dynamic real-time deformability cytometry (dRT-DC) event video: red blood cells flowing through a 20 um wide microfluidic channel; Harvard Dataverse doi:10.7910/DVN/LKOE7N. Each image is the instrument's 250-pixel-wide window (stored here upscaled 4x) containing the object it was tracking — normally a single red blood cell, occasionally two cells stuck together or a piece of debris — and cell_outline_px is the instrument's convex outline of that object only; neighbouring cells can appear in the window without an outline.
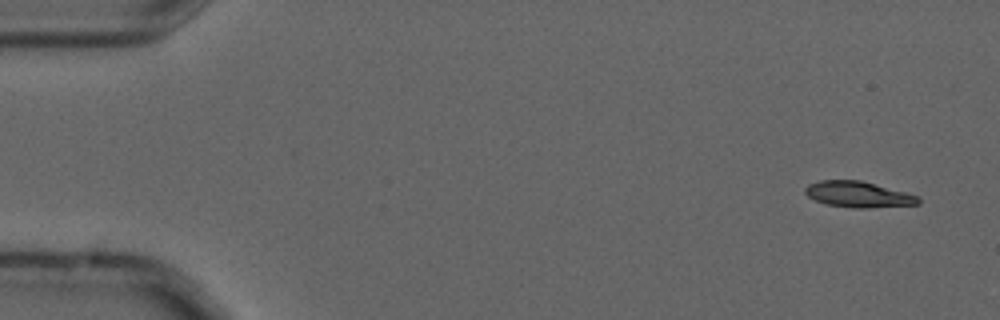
{"species": "common noctule bat (a hibernating species)", "species_latin": "Nyctalus noctula", "temperature_condition": "cold", "stored_images_in_passage": 5, "camera_frame_rate_fps": 3000, "um_per_image_px": 0.085, "animal": {"sex": "male", "forearm_length_mm": 52.5}, "frame": {"image": 1, "passage_image": 1, "time_ms": 0.0, "image_size_px": [1000, 320], "cell_outline_px": [[920, 204], [868, 208], [852, 208], [828, 204], [816, 200], [808, 196], [804, 192], [804, 188], [808, 184], [820, 180], [860, 180], [920, 196]], "centroid_in_image_um": [72.96, 16.52], "position_along_channel_um": 12.0, "area_um2": 17.05}}
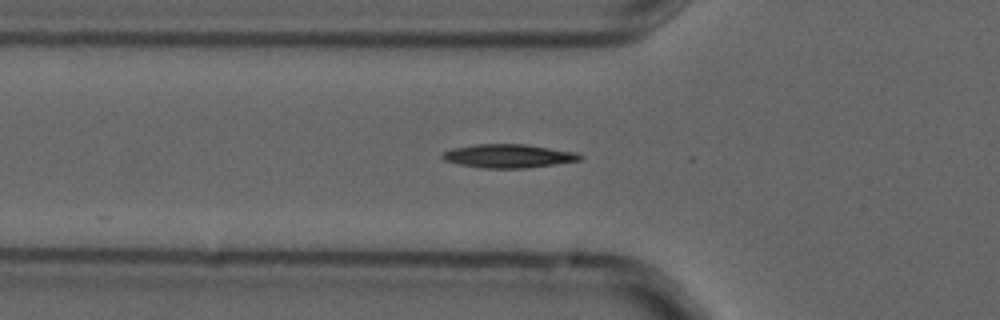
{"frame": {"image": 2, "passage_image": 5, "time_ms": 1.333, "image_size_px": [1000, 320], "cell_outline_px": [[584, 156], [580, 160], [524, 168], [480, 168], [460, 164], [444, 160], [440, 156], [444, 152], [452, 148], [476, 144], [528, 144], [576, 152]], "centroid_in_image_um": [43.2, 13.25], "position_along_channel_um": 82.6, "area_um2": 18.84}}